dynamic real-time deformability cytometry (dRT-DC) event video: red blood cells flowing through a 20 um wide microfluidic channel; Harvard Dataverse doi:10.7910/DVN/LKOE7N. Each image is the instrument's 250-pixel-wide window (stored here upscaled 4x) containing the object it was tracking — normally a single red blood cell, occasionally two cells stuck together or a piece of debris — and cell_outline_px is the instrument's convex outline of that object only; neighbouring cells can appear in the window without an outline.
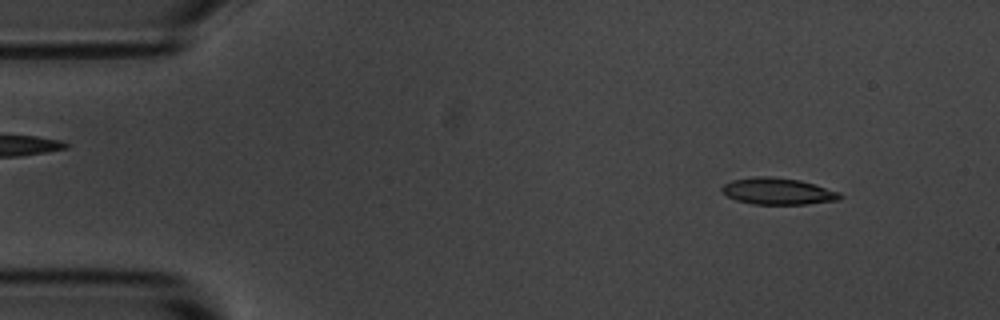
{"species": "common noctule bat (a hibernating species)", "species_latin": "Nyctalus noctula", "temperature_condition": "room temperature", "stored_images_in_passage": 53, "camera_frame_rate_fps": 3000, "um_per_image_px": 0.085, "animal": {"sex": "male", "body_mass_g": 20.1, "forearm_length_mm": 53.5}, "frame": {"image": 1, "passage_image": 5, "time_ms": 1.333, "image_size_px": [1000, 320], "cell_outline_px": [[844, 196], [840, 200], [804, 204], [752, 204], [736, 200], [728, 196], [720, 188], [724, 184], [732, 180], [756, 176], [772, 176], [800, 180], [840, 192]], "centroid_in_image_um": [66.13, 16.25], "position_along_channel_um": 18.9, "area_um2": 18.32}}
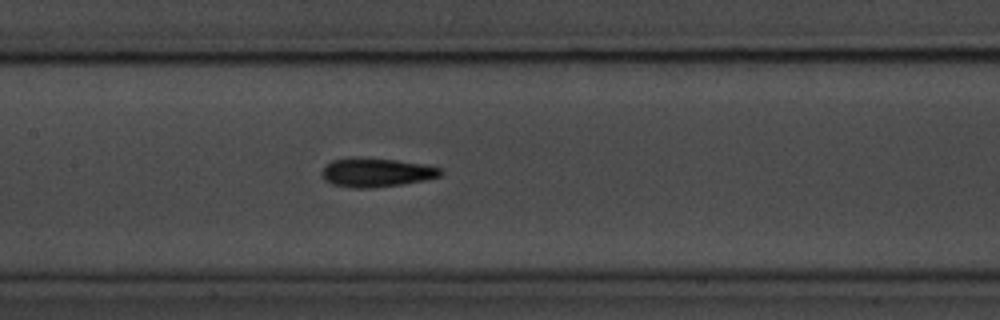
{"frame": {"image": 2, "passage_image": 25, "time_ms": 8.0, "image_size_px": [1000, 320], "cell_outline_px": [[444, 172], [440, 176], [424, 180], [400, 184], [372, 188], [356, 188], [332, 184], [324, 180], [324, 164], [332, 160], [348, 156], [356, 156], [396, 160], [428, 164], [440, 168]], "centroid_in_image_um": [31.99, 14.63], "position_along_channel_um": 175.4, "area_um2": 20.23}}
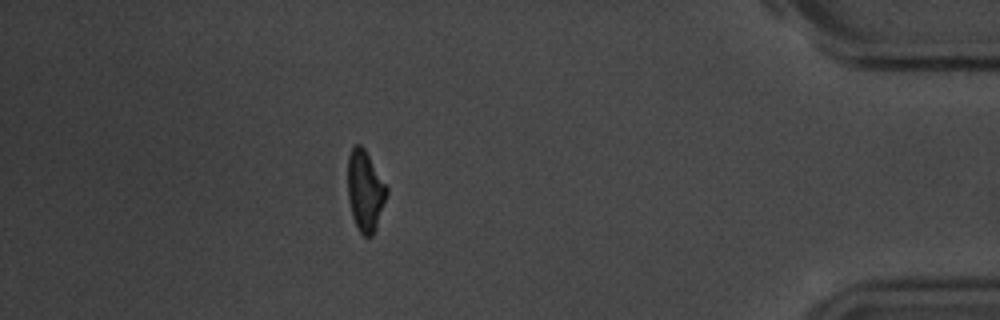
{"frame": {"image": 3, "passage_image": 48, "time_ms": 15.667, "image_size_px": [1000, 320], "cell_outline_px": [[388, 192], [376, 228], [372, 236], [364, 236], [356, 228], [352, 216], [348, 196], [348, 156], [352, 148], [356, 144], [360, 144], [364, 148], [388, 188]], "centroid_in_image_um": [31.03, 16.23], "position_along_channel_um": 404.2, "area_um2": 18.21}, "authors_computed_cell_mechanics": {"area_um2": 18.9584, "velocity_mm_per_s": 3.6072, "shape_relaxation_time_tau1_ms": 4.3074, "shape_relaxation_time_tau2_ms": 3.2855, "deformation_change_tau1": 0.1468, "deformation_change_tau2": 0.1041}}